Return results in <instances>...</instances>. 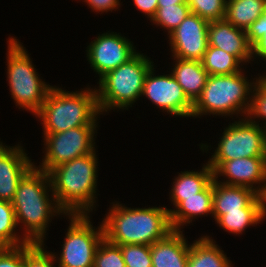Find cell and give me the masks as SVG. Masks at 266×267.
I'll use <instances>...</instances> for the list:
<instances>
[{"mask_svg":"<svg viewBox=\"0 0 266 267\" xmlns=\"http://www.w3.org/2000/svg\"><path fill=\"white\" fill-rule=\"evenodd\" d=\"M89 215H65L70 223L60 257L54 253L58 267H93L95 252L104 238V232L102 223L98 228L94 227Z\"/></svg>","mask_w":266,"mask_h":267,"instance_id":"obj_9","label":"cell"},{"mask_svg":"<svg viewBox=\"0 0 266 267\" xmlns=\"http://www.w3.org/2000/svg\"><path fill=\"white\" fill-rule=\"evenodd\" d=\"M173 59L176 61H174L175 65L171 73L183 88L188 99L194 104L200 97L209 75L201 61Z\"/></svg>","mask_w":266,"mask_h":267,"instance_id":"obj_20","label":"cell"},{"mask_svg":"<svg viewBox=\"0 0 266 267\" xmlns=\"http://www.w3.org/2000/svg\"><path fill=\"white\" fill-rule=\"evenodd\" d=\"M11 203L17 225L23 224V237L29 243H44L52 217L65 215L57 205L48 173L36 165L19 182Z\"/></svg>","mask_w":266,"mask_h":267,"instance_id":"obj_1","label":"cell"},{"mask_svg":"<svg viewBox=\"0 0 266 267\" xmlns=\"http://www.w3.org/2000/svg\"><path fill=\"white\" fill-rule=\"evenodd\" d=\"M170 224L173 230H181L184 225L192 223L197 216L213 213V181L197 196L183 197V201L175 208L168 209Z\"/></svg>","mask_w":266,"mask_h":267,"instance_id":"obj_19","label":"cell"},{"mask_svg":"<svg viewBox=\"0 0 266 267\" xmlns=\"http://www.w3.org/2000/svg\"><path fill=\"white\" fill-rule=\"evenodd\" d=\"M242 71L230 75H209L200 97L193 104L192 116L203 115L245 116L250 107L253 87L259 77L251 82ZM256 79V80H255ZM250 81V82H249Z\"/></svg>","mask_w":266,"mask_h":267,"instance_id":"obj_5","label":"cell"},{"mask_svg":"<svg viewBox=\"0 0 266 267\" xmlns=\"http://www.w3.org/2000/svg\"><path fill=\"white\" fill-rule=\"evenodd\" d=\"M154 62L137 53L127 63L107 72L96 88L101 115L113 109H127L141 97L144 81ZM105 111V112H104Z\"/></svg>","mask_w":266,"mask_h":267,"instance_id":"obj_6","label":"cell"},{"mask_svg":"<svg viewBox=\"0 0 266 267\" xmlns=\"http://www.w3.org/2000/svg\"><path fill=\"white\" fill-rule=\"evenodd\" d=\"M208 45L234 55L243 65L253 61L252 46L248 42L246 31L225 19L209 22Z\"/></svg>","mask_w":266,"mask_h":267,"instance_id":"obj_16","label":"cell"},{"mask_svg":"<svg viewBox=\"0 0 266 267\" xmlns=\"http://www.w3.org/2000/svg\"><path fill=\"white\" fill-rule=\"evenodd\" d=\"M0 267H25L24 245L14 248H0Z\"/></svg>","mask_w":266,"mask_h":267,"instance_id":"obj_34","label":"cell"},{"mask_svg":"<svg viewBox=\"0 0 266 267\" xmlns=\"http://www.w3.org/2000/svg\"><path fill=\"white\" fill-rule=\"evenodd\" d=\"M264 218H266V193L264 194Z\"/></svg>","mask_w":266,"mask_h":267,"instance_id":"obj_38","label":"cell"},{"mask_svg":"<svg viewBox=\"0 0 266 267\" xmlns=\"http://www.w3.org/2000/svg\"><path fill=\"white\" fill-rule=\"evenodd\" d=\"M153 66L146 75L141 96H146L157 108L180 117H191L193 103L173 74L155 75Z\"/></svg>","mask_w":266,"mask_h":267,"instance_id":"obj_11","label":"cell"},{"mask_svg":"<svg viewBox=\"0 0 266 267\" xmlns=\"http://www.w3.org/2000/svg\"><path fill=\"white\" fill-rule=\"evenodd\" d=\"M7 41V80L16 106L35 115L53 86L40 79L25 47L15 37Z\"/></svg>","mask_w":266,"mask_h":267,"instance_id":"obj_7","label":"cell"},{"mask_svg":"<svg viewBox=\"0 0 266 267\" xmlns=\"http://www.w3.org/2000/svg\"><path fill=\"white\" fill-rule=\"evenodd\" d=\"M102 220L104 238L116 245H152L173 231L166 207L129 208L113 202Z\"/></svg>","mask_w":266,"mask_h":267,"instance_id":"obj_2","label":"cell"},{"mask_svg":"<svg viewBox=\"0 0 266 267\" xmlns=\"http://www.w3.org/2000/svg\"><path fill=\"white\" fill-rule=\"evenodd\" d=\"M44 243H27L24 245L25 267H56L53 252L44 249Z\"/></svg>","mask_w":266,"mask_h":267,"instance_id":"obj_32","label":"cell"},{"mask_svg":"<svg viewBox=\"0 0 266 267\" xmlns=\"http://www.w3.org/2000/svg\"><path fill=\"white\" fill-rule=\"evenodd\" d=\"M201 63L208 75H230L238 73L242 71L241 66H243L234 55L209 45Z\"/></svg>","mask_w":266,"mask_h":267,"instance_id":"obj_25","label":"cell"},{"mask_svg":"<svg viewBox=\"0 0 266 267\" xmlns=\"http://www.w3.org/2000/svg\"><path fill=\"white\" fill-rule=\"evenodd\" d=\"M17 226L12 203L0 200V248H14L29 243L17 234Z\"/></svg>","mask_w":266,"mask_h":267,"instance_id":"obj_26","label":"cell"},{"mask_svg":"<svg viewBox=\"0 0 266 267\" xmlns=\"http://www.w3.org/2000/svg\"><path fill=\"white\" fill-rule=\"evenodd\" d=\"M209 21L190 13L169 34V45L173 58L201 61L208 48Z\"/></svg>","mask_w":266,"mask_h":267,"instance_id":"obj_13","label":"cell"},{"mask_svg":"<svg viewBox=\"0 0 266 267\" xmlns=\"http://www.w3.org/2000/svg\"><path fill=\"white\" fill-rule=\"evenodd\" d=\"M97 119L90 126H81L60 133H44L45 154L36 168L47 173L54 167L75 158L93 153Z\"/></svg>","mask_w":266,"mask_h":267,"instance_id":"obj_10","label":"cell"},{"mask_svg":"<svg viewBox=\"0 0 266 267\" xmlns=\"http://www.w3.org/2000/svg\"><path fill=\"white\" fill-rule=\"evenodd\" d=\"M93 267H126L121 247L103 238L95 252Z\"/></svg>","mask_w":266,"mask_h":267,"instance_id":"obj_30","label":"cell"},{"mask_svg":"<svg viewBox=\"0 0 266 267\" xmlns=\"http://www.w3.org/2000/svg\"><path fill=\"white\" fill-rule=\"evenodd\" d=\"M97 160L95 150L48 172L53 195L65 215L89 214L96 207Z\"/></svg>","mask_w":266,"mask_h":267,"instance_id":"obj_3","label":"cell"},{"mask_svg":"<svg viewBox=\"0 0 266 267\" xmlns=\"http://www.w3.org/2000/svg\"><path fill=\"white\" fill-rule=\"evenodd\" d=\"M176 4H187V0H158V7H164Z\"/></svg>","mask_w":266,"mask_h":267,"instance_id":"obj_37","label":"cell"},{"mask_svg":"<svg viewBox=\"0 0 266 267\" xmlns=\"http://www.w3.org/2000/svg\"><path fill=\"white\" fill-rule=\"evenodd\" d=\"M22 146H7L0 141V200L12 202L17 186L35 165Z\"/></svg>","mask_w":266,"mask_h":267,"instance_id":"obj_15","label":"cell"},{"mask_svg":"<svg viewBox=\"0 0 266 267\" xmlns=\"http://www.w3.org/2000/svg\"><path fill=\"white\" fill-rule=\"evenodd\" d=\"M249 44L252 46V59L266 61V5L262 17L253 22L246 31Z\"/></svg>","mask_w":266,"mask_h":267,"instance_id":"obj_28","label":"cell"},{"mask_svg":"<svg viewBox=\"0 0 266 267\" xmlns=\"http://www.w3.org/2000/svg\"><path fill=\"white\" fill-rule=\"evenodd\" d=\"M191 13L188 4H176L158 7L150 22L167 30L171 34Z\"/></svg>","mask_w":266,"mask_h":267,"instance_id":"obj_27","label":"cell"},{"mask_svg":"<svg viewBox=\"0 0 266 267\" xmlns=\"http://www.w3.org/2000/svg\"><path fill=\"white\" fill-rule=\"evenodd\" d=\"M266 0H227L224 19L233 26L247 31L262 17Z\"/></svg>","mask_w":266,"mask_h":267,"instance_id":"obj_24","label":"cell"},{"mask_svg":"<svg viewBox=\"0 0 266 267\" xmlns=\"http://www.w3.org/2000/svg\"><path fill=\"white\" fill-rule=\"evenodd\" d=\"M133 45V42L119 33L104 32L87 46V61L101 78L107 72L127 63L138 53Z\"/></svg>","mask_w":266,"mask_h":267,"instance_id":"obj_12","label":"cell"},{"mask_svg":"<svg viewBox=\"0 0 266 267\" xmlns=\"http://www.w3.org/2000/svg\"><path fill=\"white\" fill-rule=\"evenodd\" d=\"M174 178L170 199L176 208L183 201V197L197 196V193L203 191L213 181L214 176L212 168L206 163L200 171H181Z\"/></svg>","mask_w":266,"mask_h":267,"instance_id":"obj_21","label":"cell"},{"mask_svg":"<svg viewBox=\"0 0 266 267\" xmlns=\"http://www.w3.org/2000/svg\"><path fill=\"white\" fill-rule=\"evenodd\" d=\"M138 10L142 11L146 17L152 19L158 9V0H133Z\"/></svg>","mask_w":266,"mask_h":267,"instance_id":"obj_36","label":"cell"},{"mask_svg":"<svg viewBox=\"0 0 266 267\" xmlns=\"http://www.w3.org/2000/svg\"><path fill=\"white\" fill-rule=\"evenodd\" d=\"M258 122L244 117L224 128L218 147L207 162L213 171L224 161L266 157V129Z\"/></svg>","mask_w":266,"mask_h":267,"instance_id":"obj_8","label":"cell"},{"mask_svg":"<svg viewBox=\"0 0 266 267\" xmlns=\"http://www.w3.org/2000/svg\"><path fill=\"white\" fill-rule=\"evenodd\" d=\"M183 230H173L150 245L152 267H187L190 245Z\"/></svg>","mask_w":266,"mask_h":267,"instance_id":"obj_17","label":"cell"},{"mask_svg":"<svg viewBox=\"0 0 266 267\" xmlns=\"http://www.w3.org/2000/svg\"><path fill=\"white\" fill-rule=\"evenodd\" d=\"M259 194L243 186L225 185L213 179V213L215 221L227 212L247 208Z\"/></svg>","mask_w":266,"mask_h":267,"instance_id":"obj_18","label":"cell"},{"mask_svg":"<svg viewBox=\"0 0 266 267\" xmlns=\"http://www.w3.org/2000/svg\"><path fill=\"white\" fill-rule=\"evenodd\" d=\"M264 219V197L259 195L247 208L227 212L215 222L226 232L239 235L249 226L257 225Z\"/></svg>","mask_w":266,"mask_h":267,"instance_id":"obj_22","label":"cell"},{"mask_svg":"<svg viewBox=\"0 0 266 267\" xmlns=\"http://www.w3.org/2000/svg\"><path fill=\"white\" fill-rule=\"evenodd\" d=\"M250 101V107L246 117L251 122H256L255 119L265 120L263 122V128L266 129V79L263 76L258 75Z\"/></svg>","mask_w":266,"mask_h":267,"instance_id":"obj_31","label":"cell"},{"mask_svg":"<svg viewBox=\"0 0 266 267\" xmlns=\"http://www.w3.org/2000/svg\"><path fill=\"white\" fill-rule=\"evenodd\" d=\"M211 238L202 236L190 244L187 267H233L224 251Z\"/></svg>","mask_w":266,"mask_h":267,"instance_id":"obj_23","label":"cell"},{"mask_svg":"<svg viewBox=\"0 0 266 267\" xmlns=\"http://www.w3.org/2000/svg\"><path fill=\"white\" fill-rule=\"evenodd\" d=\"M190 11L211 22L225 17L227 0H187Z\"/></svg>","mask_w":266,"mask_h":267,"instance_id":"obj_29","label":"cell"},{"mask_svg":"<svg viewBox=\"0 0 266 267\" xmlns=\"http://www.w3.org/2000/svg\"><path fill=\"white\" fill-rule=\"evenodd\" d=\"M126 267H152L149 245H119Z\"/></svg>","mask_w":266,"mask_h":267,"instance_id":"obj_33","label":"cell"},{"mask_svg":"<svg viewBox=\"0 0 266 267\" xmlns=\"http://www.w3.org/2000/svg\"><path fill=\"white\" fill-rule=\"evenodd\" d=\"M213 176L219 183L248 187L264 196L266 193V157H247L224 161L213 171ZM218 176L225 177L226 181L221 182Z\"/></svg>","mask_w":266,"mask_h":267,"instance_id":"obj_14","label":"cell"},{"mask_svg":"<svg viewBox=\"0 0 266 267\" xmlns=\"http://www.w3.org/2000/svg\"><path fill=\"white\" fill-rule=\"evenodd\" d=\"M83 2L87 3L89 8H91L95 12H108L115 9H118L120 6L119 0H83Z\"/></svg>","mask_w":266,"mask_h":267,"instance_id":"obj_35","label":"cell"},{"mask_svg":"<svg viewBox=\"0 0 266 267\" xmlns=\"http://www.w3.org/2000/svg\"><path fill=\"white\" fill-rule=\"evenodd\" d=\"M100 114L96 88L70 92L53 86L35 117L41 120L44 133H60L90 126Z\"/></svg>","mask_w":266,"mask_h":267,"instance_id":"obj_4","label":"cell"}]
</instances>
